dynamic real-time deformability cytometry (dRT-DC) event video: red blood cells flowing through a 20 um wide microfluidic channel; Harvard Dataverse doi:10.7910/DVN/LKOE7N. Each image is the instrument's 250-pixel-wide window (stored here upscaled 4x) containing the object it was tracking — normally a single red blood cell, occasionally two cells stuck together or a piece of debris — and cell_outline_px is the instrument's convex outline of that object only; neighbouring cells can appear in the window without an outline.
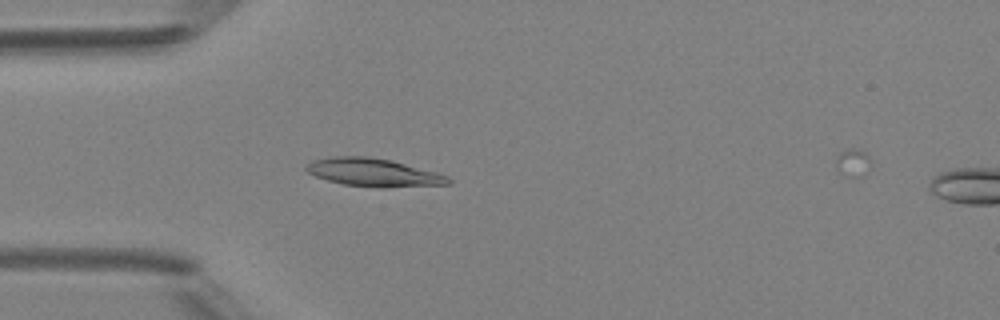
{"species": "Egyptian fruit bat (a non-hibernating species)", "species_latin": "Rousettus aegyptiacus", "temperature_condition": "room temperature", "stored_images_in_passage": 38, "camera_frame_rate_fps": 3000, "um_per_image_px": 0.085, "animal": {"sex": "female"}, "frame": {"image": 1, "passage_image": 5, "time_ms": 1.333, "image_size_px": [1000, 320], "cell_outline_px": [[452, 184], [388, 188], [380, 188], [344, 184], [328, 180], [316, 176], [308, 172], [304, 168], [312, 160], [336, 156], [368, 156], [392, 160], [436, 172], [448, 176], [452, 180]], "centroid_in_image_um": [31.8, 14.66], "position_along_channel_um": 53.2, "area_um2": 23.35}}
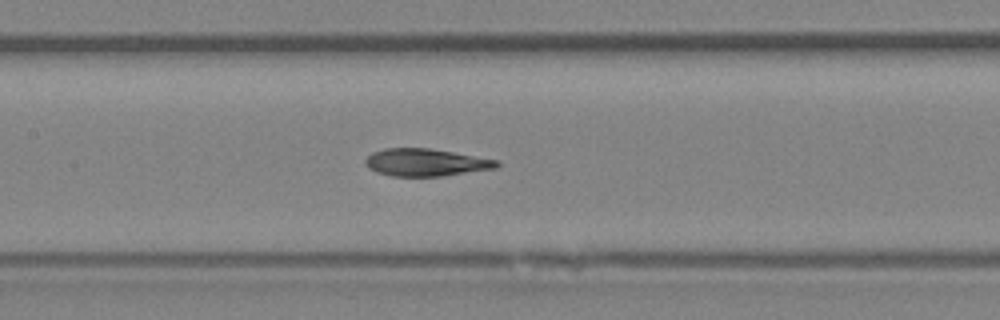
{"frame": {"image": 2, "passage_image": 14, "time_ms": 4.333, "image_size_px": [1000, 320], "cell_outline_px": [[500, 164], [496, 168], [440, 176], [392, 176], [376, 172], [368, 168], [364, 164], [364, 160], [372, 152], [384, 148], [428, 148], [500, 160]], "centroid_in_image_um": [36.16, 13.8], "position_along_channel_um": 171.2, "area_um2": 20.98}}
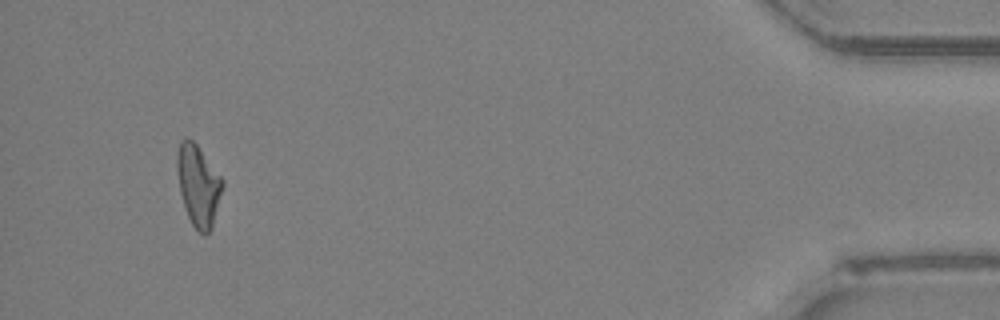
{"frame": {"image": 3, "passage_image": 37, "time_ms": 12.0, "image_size_px": [1000, 320], "cell_outline_px": [[224, 184], [212, 228], [204, 236], [192, 224], [184, 208], [180, 192], [176, 168], [176, 156], [180, 140], [188, 136], [196, 144], [224, 180]], "centroid_in_image_um": [16.84, 15.74], "position_along_channel_um": 418.4, "area_um2": 21.56}}